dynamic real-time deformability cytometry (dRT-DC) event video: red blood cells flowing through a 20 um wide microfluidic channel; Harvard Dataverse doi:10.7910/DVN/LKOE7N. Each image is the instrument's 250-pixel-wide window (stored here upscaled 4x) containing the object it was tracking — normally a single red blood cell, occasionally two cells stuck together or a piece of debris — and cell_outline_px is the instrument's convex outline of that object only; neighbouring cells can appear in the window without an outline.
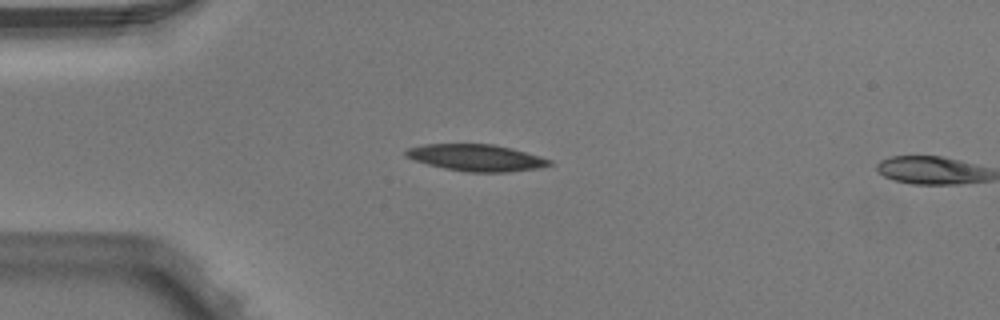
{"species": "Egyptian fruit bat (a non-hibernating species)", "species_latin": "Rousettus aegyptiacus", "temperature_condition": "warm", "stored_images_in_passage": 4, "segment_of_instrument_passage": [1, 2], "camera_frame_rate_fps": 3000, "um_per_image_px": 0.085, "animal": {"sex": "male"}, "frame": {"image": 1, "passage_image": 3, "time_ms": 0.667, "image_size_px": [1000, 320], "cell_outline_px": [[552, 164], [540, 168], [508, 172], [468, 172], [444, 168], [428, 164], [404, 156], [404, 152], [408, 148], [424, 144], [492, 144], [512, 148], [540, 156], [552, 160]], "centroid_in_image_um": [40.5, 13.4], "position_along_channel_um": 44.5, "area_um2": 22.31}}